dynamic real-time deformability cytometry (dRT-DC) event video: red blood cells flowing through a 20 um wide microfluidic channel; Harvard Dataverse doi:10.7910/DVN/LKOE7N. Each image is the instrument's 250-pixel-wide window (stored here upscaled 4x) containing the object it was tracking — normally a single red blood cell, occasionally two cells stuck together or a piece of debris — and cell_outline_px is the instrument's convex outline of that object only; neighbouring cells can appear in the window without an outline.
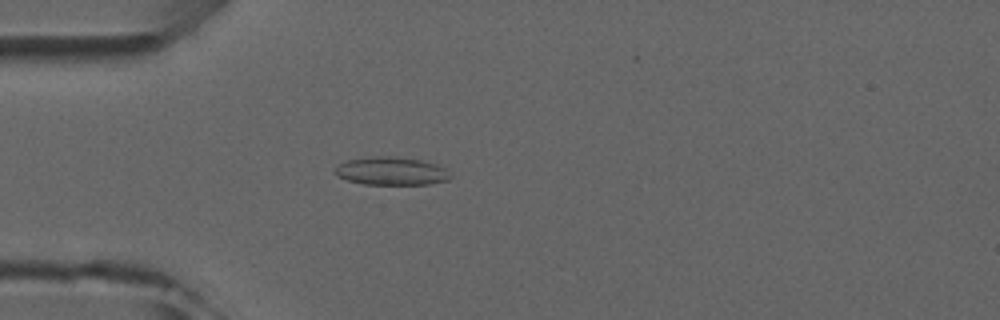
{"species": "common noctule bat (a hibernating species)", "species_latin": "Nyctalus noctula", "temperature_condition": "room temperature", "stored_images_in_passage": 3, "camera_frame_rate_fps": 3000, "um_per_image_px": 0.085, "animal": {"sex": "male", "forearm_length_mm": 52.5}, "frame": {"image": 1, "passage_image": 3, "time_ms": 2.333, "image_size_px": [1000, 320], "cell_outline_px": [[452, 176], [448, 180], [428, 184], [364, 184], [348, 180], [336, 176], [332, 172], [332, 168], [348, 160], [376, 156], [392, 156], [420, 160], [436, 164], [444, 168]], "centroid_in_image_um": [33.22, 14.54], "position_along_channel_um": 51.8, "area_um2": 18.84}}